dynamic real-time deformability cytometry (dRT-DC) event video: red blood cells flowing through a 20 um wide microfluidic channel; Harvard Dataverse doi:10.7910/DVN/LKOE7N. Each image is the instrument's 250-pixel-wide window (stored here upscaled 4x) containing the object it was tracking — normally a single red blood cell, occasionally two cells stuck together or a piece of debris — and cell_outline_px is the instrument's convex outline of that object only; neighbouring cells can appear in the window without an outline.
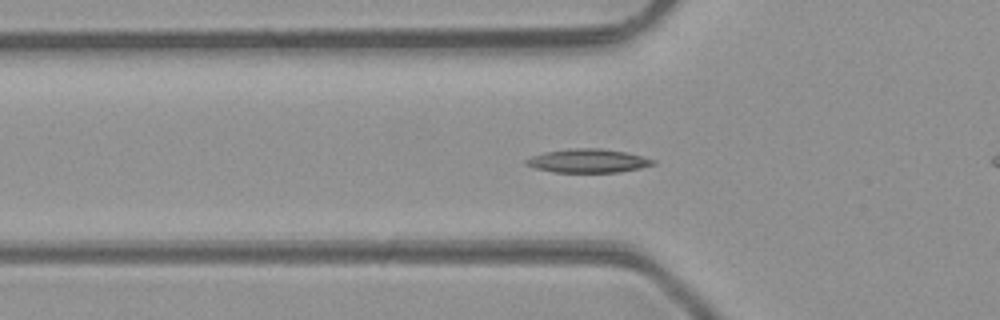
{"species": "common noctule bat (a hibernating species)", "species_latin": "Nyctalus noctula", "temperature_condition": "room temperature", "stored_images_in_passage": 50, "camera_frame_rate_fps": 3000, "um_per_image_px": 0.085, "animal": {"sex": "male", "body_mass_g": 23.1, "forearm_length_mm": 52.7}, "frame": {"image": 1, "passage_image": 17, "time_ms": 5.333, "image_size_px": [1000, 320], "cell_outline_px": [[656, 164], [640, 168], [620, 172], [552, 172], [536, 168], [524, 164], [524, 160], [532, 156], [544, 152], [568, 148], [600, 148], [624, 152], [656, 160]], "centroid_in_image_um": [49.95, 13.67], "position_along_channel_um": 75.8, "area_um2": 17.51}}
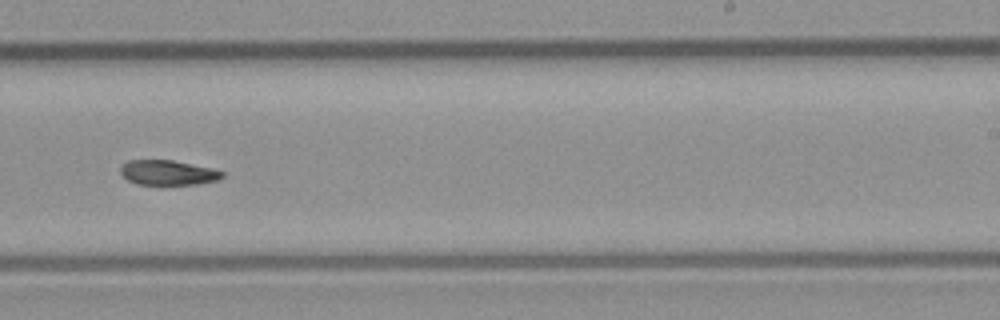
{"frame": {"image": 2, "passage_image": 31, "time_ms": 10.0, "image_size_px": [1000, 320], "cell_outline_px": [[224, 176], [216, 180], [200, 184], [136, 184], [128, 180], [120, 172], [120, 168], [128, 160], [172, 160], [212, 168], [224, 172]], "centroid_in_image_um": [14.28, 14.67], "position_along_channel_um": 274.7, "area_um2": 14.62}}
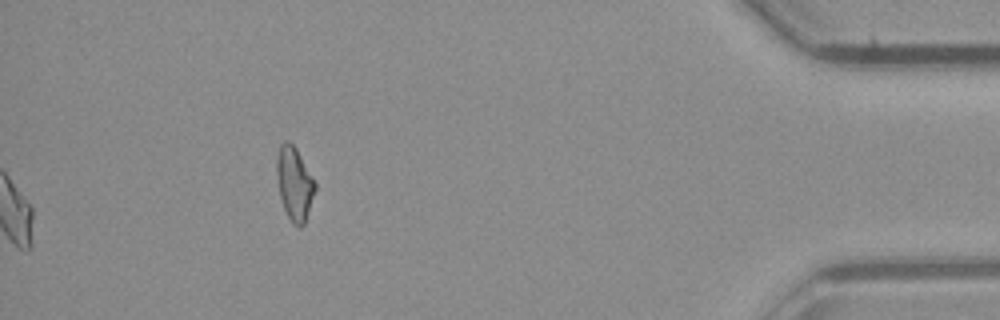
{"frame": {"image": 3, "passage_image": 50, "time_ms": 16.333, "image_size_px": [1000, 320], "cell_outline_px": [[316, 188], [304, 224], [300, 228], [296, 228], [292, 224], [284, 208], [280, 196], [276, 176], [276, 156], [280, 144], [284, 140], [288, 140], [296, 148], [312, 176], [316, 184]], "centroid_in_image_um": [25.01, 15.6], "position_along_channel_um": 410.2, "area_um2": 16.47}, "authors_computed_cell_mechanics": {"area_um2": 16.2418, "velocity_mm_per_s": 4.2336, "shape_relaxation_time_tau1_ms": 8.0259, "shape_relaxation_time_tau2_ms": null, "deformation_change_tau1": 0.214, "deformation_change_tau2": null}}